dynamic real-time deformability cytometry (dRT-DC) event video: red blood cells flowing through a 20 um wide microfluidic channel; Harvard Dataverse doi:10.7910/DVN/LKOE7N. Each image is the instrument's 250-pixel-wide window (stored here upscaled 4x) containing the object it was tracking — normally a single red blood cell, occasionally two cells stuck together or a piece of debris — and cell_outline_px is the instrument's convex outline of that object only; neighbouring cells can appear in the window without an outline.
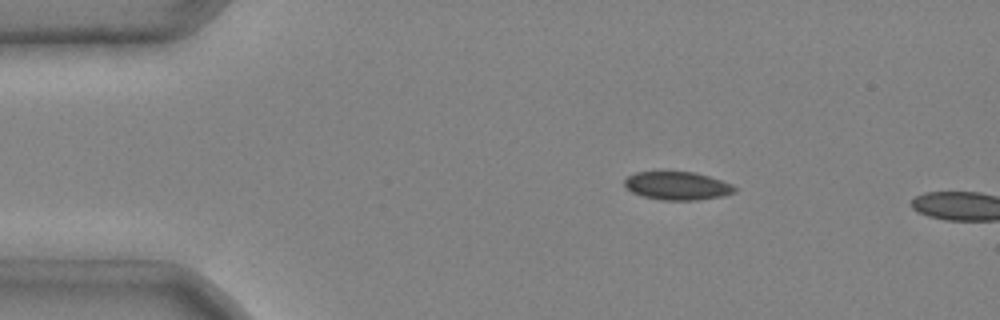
{"species": "common noctule bat (a hibernating species)", "species_latin": "Nyctalus noctula", "temperature_condition": "cold", "stored_images_in_passage": 2, "camera_frame_rate_fps": 3000, "um_per_image_px": 0.085, "animal": {"sex": "male", "body_mass_g": 20.4}, "frame": {"image": 1, "passage_image": 1, "time_ms": 0.0, "image_size_px": [1000, 320], "cell_outline_px": [[736, 192], [720, 196], [696, 200], [660, 200], [644, 196], [632, 192], [624, 184], [624, 180], [628, 176], [636, 172], [696, 172], [732, 184], [736, 188]], "centroid_in_image_um": [57.57, 15.79], "position_along_channel_um": 27.4, "area_um2": 17.92}}